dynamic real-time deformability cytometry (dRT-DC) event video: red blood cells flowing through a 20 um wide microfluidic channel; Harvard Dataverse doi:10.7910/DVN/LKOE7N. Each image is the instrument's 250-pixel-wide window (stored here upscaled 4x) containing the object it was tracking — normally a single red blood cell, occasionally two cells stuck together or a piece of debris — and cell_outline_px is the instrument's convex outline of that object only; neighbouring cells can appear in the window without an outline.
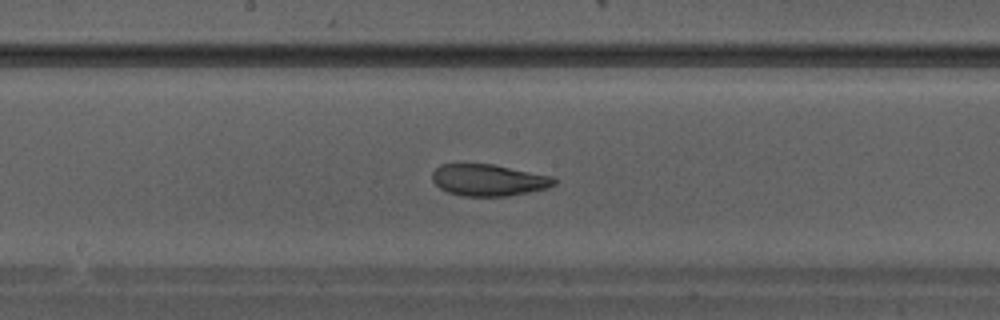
{"species": "Egyptian fruit bat (a non-hibernating species)", "species_latin": "Rousettus aegyptiacus", "temperature_condition": "warm", "stored_images_in_passage": 31, "camera_frame_rate_fps": 3000, "um_per_image_px": 0.085, "animal": {"sex": "male"}, "frame": {"image": 1, "passage_image": 14, "time_ms": 4.333, "image_size_px": [1000, 320], "cell_outline_px": [[556, 184], [548, 188], [508, 196], [464, 196], [448, 192], [440, 188], [432, 180], [432, 172], [440, 164], [492, 164], [552, 176], [556, 180]], "centroid_in_image_um": [41.52, 15.31], "position_along_channel_um": 206.7, "area_um2": 22.43}}